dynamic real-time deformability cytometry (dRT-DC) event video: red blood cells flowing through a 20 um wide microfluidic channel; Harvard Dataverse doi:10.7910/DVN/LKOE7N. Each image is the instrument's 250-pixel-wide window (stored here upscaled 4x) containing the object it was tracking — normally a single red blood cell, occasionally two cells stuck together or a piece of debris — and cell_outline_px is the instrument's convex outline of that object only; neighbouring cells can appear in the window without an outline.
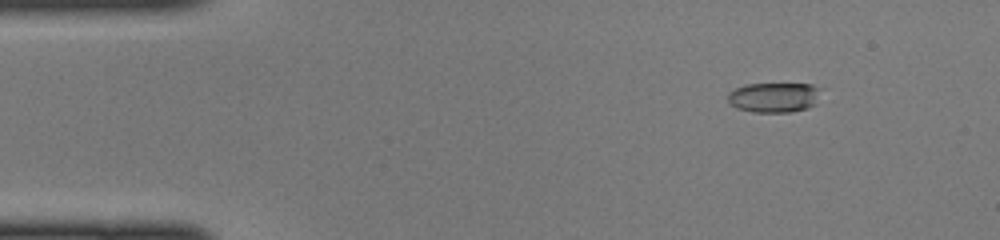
{"species": "common noctule bat (a hibernating species)", "species_latin": "Nyctalus noctula", "temperature_condition": "cold", "stored_images_in_passage": 47, "camera_frame_rate_fps": 3000, "um_per_image_px": 0.085, "animal": {"sex": "female", "body_mass_g": 22.0, "forearm_length_mm": 56.7}, "frame": {"image": 1, "passage_image": 6, "time_ms": 1.667, "image_size_px": [1000, 240], "cell_outline_px": [[820, 88], [816, 104], [808, 108], [792, 112], [752, 112], [736, 108], [728, 104], [728, 92], [744, 84], [812, 84]], "centroid_in_image_um": [65.77, 8.28], "position_along_channel_um": 19.2, "area_um2": 16.42}}
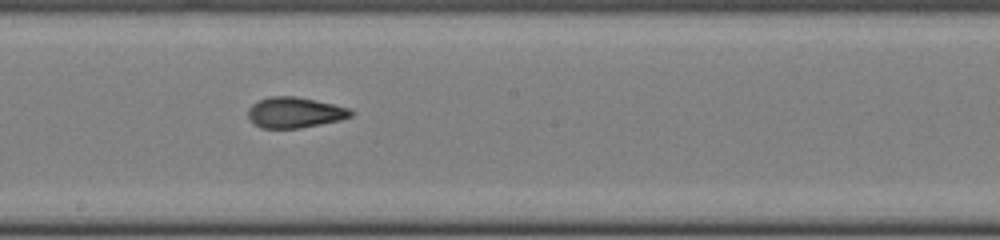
{"frame": {"image": 2, "passage_image": 26, "time_ms": 8.333, "image_size_px": [1000, 240], "cell_outline_px": [[356, 112], [352, 116], [340, 120], [300, 128], [260, 128], [252, 124], [248, 116], [248, 108], [252, 104], [268, 96], [296, 96], [316, 100], [352, 108]], "centroid_in_image_um": [25.07, 9.56], "position_along_channel_um": 223.1, "area_um2": 18.67}}
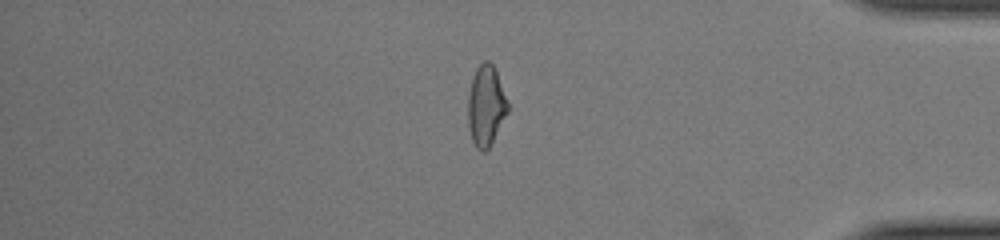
{"frame": {"image": 3, "passage_image": 40, "time_ms": 13.0, "image_size_px": [1000, 240], "cell_outline_px": [[508, 112], [488, 148], [484, 152], [476, 148], [472, 140], [468, 128], [468, 96], [472, 76], [476, 68], [484, 60], [488, 60], [492, 64], [496, 72], [508, 100]], "centroid_in_image_um": [41.29, 8.97], "position_along_channel_um": 393.9, "area_um2": 18.61}}